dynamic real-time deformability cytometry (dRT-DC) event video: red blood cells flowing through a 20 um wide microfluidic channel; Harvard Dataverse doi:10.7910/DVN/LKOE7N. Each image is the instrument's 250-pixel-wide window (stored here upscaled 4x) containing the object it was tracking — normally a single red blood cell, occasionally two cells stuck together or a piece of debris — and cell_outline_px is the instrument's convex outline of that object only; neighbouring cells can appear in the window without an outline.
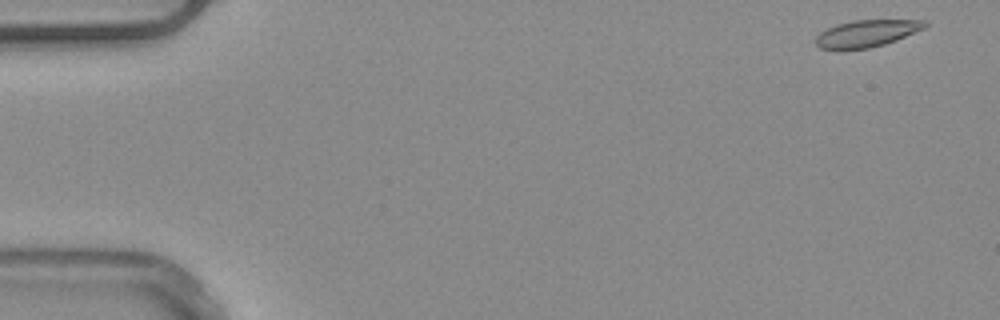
{"species": "common noctule bat (a hibernating species)", "species_latin": "Nyctalus noctula", "temperature_condition": "warm", "stored_images_in_passage": 51, "camera_frame_rate_fps": 3000, "um_per_image_px": 0.085, "animal": {"sex": "male", "body_mass_g": 20.4}, "frame": {"image": 1, "passage_image": 1, "time_ms": 0.0, "image_size_px": [1000, 320], "cell_outline_px": [[928, 24], [924, 28], [896, 40], [884, 44], [868, 48], [820, 48], [816, 44], [816, 36], [820, 32], [836, 24], [852, 20], [924, 20]], "centroid_in_image_um": [73.67, 2.82], "position_along_channel_um": 11.3, "area_um2": 16.76}}
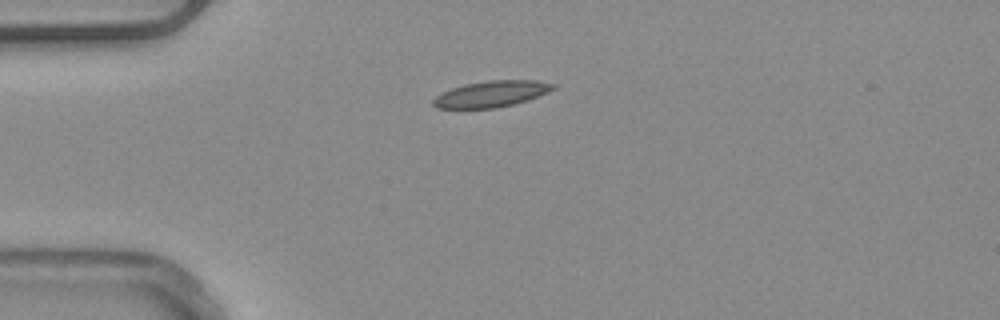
{"frame": {"image": 2, "passage_image": 12, "time_ms": 3.667, "image_size_px": [1000, 320], "cell_outline_px": [[556, 88], [548, 92], [528, 100], [516, 104], [496, 108], [436, 108], [432, 104], [432, 100], [436, 96], [452, 88], [464, 84], [488, 80], [536, 80], [556, 84]], "centroid_in_image_um": [41.8, 7.98], "position_along_channel_um": 43.2, "area_um2": 18.38}}
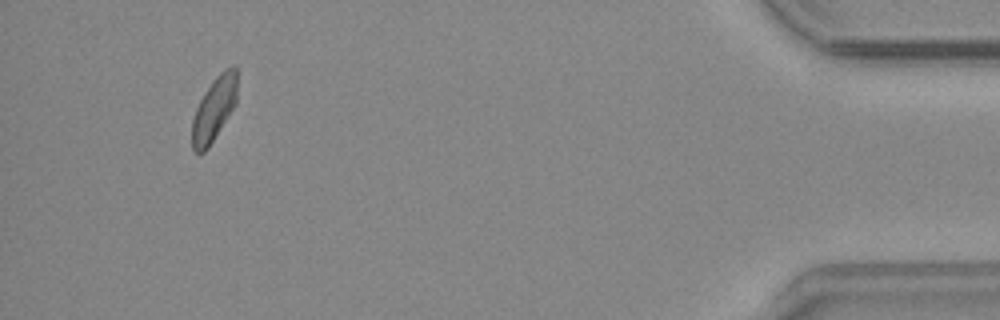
{"frame": {"image": 3, "passage_image": 48, "time_ms": 15.667, "image_size_px": [1000, 320], "cell_outline_px": [[236, 104], [208, 148], [204, 152], [196, 152], [192, 148], [192, 120], [196, 108], [204, 92], [212, 80], [224, 68], [232, 64], [236, 64]], "centroid_in_image_um": [18.2, 9.23], "position_along_channel_um": 417.0, "area_um2": 16.82}}